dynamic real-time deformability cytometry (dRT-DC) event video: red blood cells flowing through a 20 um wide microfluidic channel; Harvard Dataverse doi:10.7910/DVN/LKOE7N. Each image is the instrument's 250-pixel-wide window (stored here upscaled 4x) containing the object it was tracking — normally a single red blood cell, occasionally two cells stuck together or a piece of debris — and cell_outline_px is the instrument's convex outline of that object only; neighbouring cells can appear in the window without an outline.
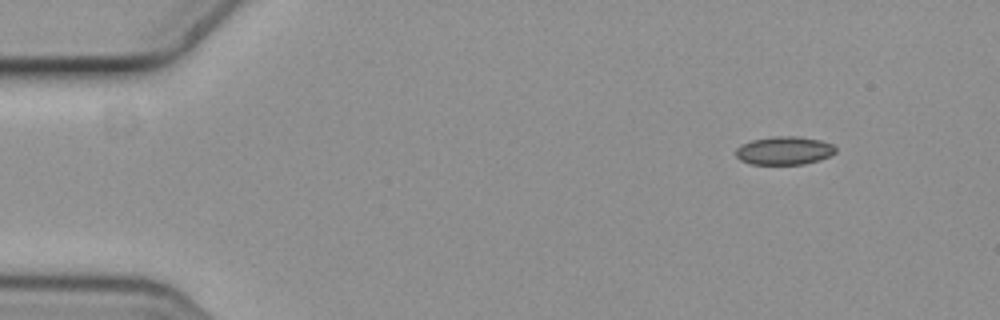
{"species": "common noctule bat (a hibernating species)", "species_latin": "Nyctalus noctula", "temperature_condition": "cold", "stored_images_in_passage": 4, "camera_frame_rate_fps": 3000, "um_per_image_px": 0.085, "animal": {"sex": "female", "body_mass_g": 19.3, "forearm_length_mm": 54.1}, "frame": {"image": 1, "passage_image": 1, "time_ms": 0.0, "image_size_px": [1000, 320], "cell_outline_px": [[836, 152], [820, 160], [804, 164], [752, 164], [740, 160], [736, 156], [736, 148], [740, 144], [752, 140], [772, 136], [800, 136], [820, 140], [832, 144], [836, 148]], "centroid_in_image_um": [66.65, 12.79], "position_along_channel_um": 18.3, "area_um2": 16.53}}
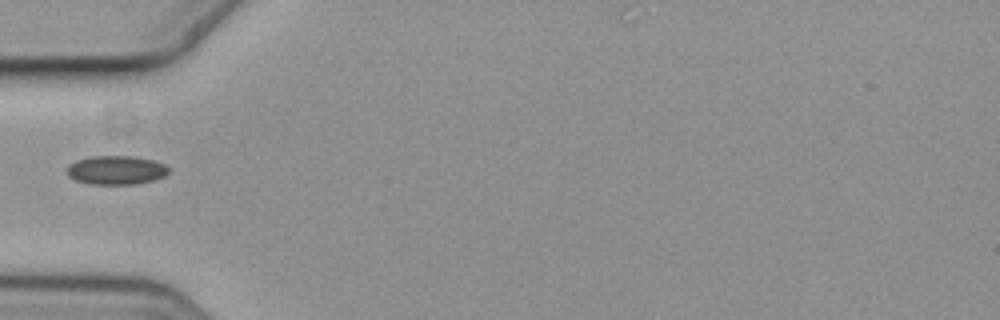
{"frame": {"image": 2, "passage_image": 4, "time_ms": 1.0, "image_size_px": [1000, 320], "cell_outline_px": [[168, 172], [164, 176], [152, 180], [136, 184], [88, 184], [76, 180], [68, 176], [68, 168], [76, 160], [92, 156], [132, 156], [152, 160], [164, 164], [168, 168]], "centroid_in_image_um": [9.87, 14.46], "position_along_channel_um": 75.1, "area_um2": 16.88}}